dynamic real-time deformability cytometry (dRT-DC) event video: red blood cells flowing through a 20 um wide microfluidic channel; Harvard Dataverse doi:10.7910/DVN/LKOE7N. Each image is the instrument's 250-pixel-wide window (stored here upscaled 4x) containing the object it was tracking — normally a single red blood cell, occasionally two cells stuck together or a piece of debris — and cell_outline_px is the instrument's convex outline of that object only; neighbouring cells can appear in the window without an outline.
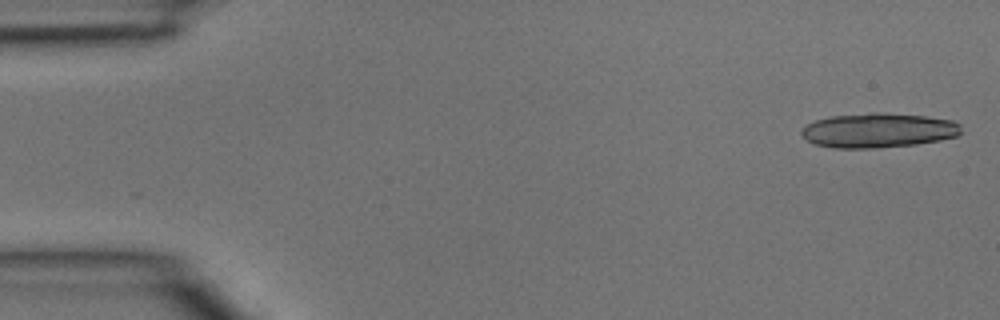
{"species": "common noctule bat (a hibernating species)", "species_latin": "Nyctalus noctula", "temperature_condition": "room temperature", "stored_images_in_passage": 4, "camera_frame_rate_fps": 3000, "um_per_image_px": 0.085, "animal": {"sex": "male", "body_mass_g": 15.6}, "frame": {"image": 1, "passage_image": 1, "time_ms": 0.0, "image_size_px": [1000, 320], "cell_outline_px": [[960, 132], [956, 136], [940, 140], [916, 144], [872, 148], [832, 148], [816, 144], [808, 140], [800, 132], [808, 124], [816, 120], [832, 116], [872, 112], [880, 112], [928, 116], [952, 120], [960, 124]], "centroid_in_image_um": [74.68, 11.07], "position_along_channel_um": 10.3, "area_um2": 32.02}}
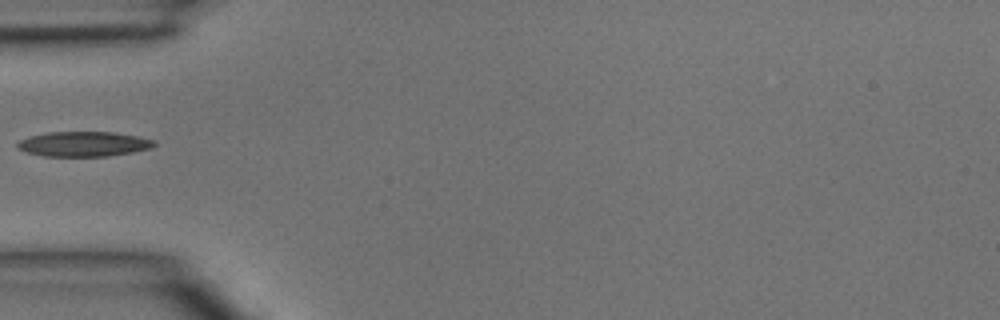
{"frame": {"image": 2, "passage_image": 4, "time_ms": 1.0, "image_size_px": [1000, 320], "cell_outline_px": [[156, 144], [152, 148], [132, 152], [108, 156], [44, 156], [28, 152], [16, 148], [16, 144], [20, 140], [28, 136], [48, 132], [116, 132], [156, 140]], "centroid_in_image_um": [7.11, 12.23], "position_along_channel_um": 77.9, "area_um2": 19.94}}